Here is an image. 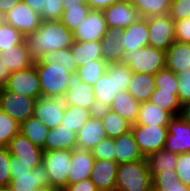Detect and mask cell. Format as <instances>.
<instances>
[{
	"instance_id": "cb8c5ba5",
	"label": "cell",
	"mask_w": 190,
	"mask_h": 191,
	"mask_svg": "<svg viewBox=\"0 0 190 191\" xmlns=\"http://www.w3.org/2000/svg\"><path fill=\"white\" fill-rule=\"evenodd\" d=\"M124 29L110 27L107 28L104 37L100 41L102 60L109 63H121V59L125 52L124 47L121 43V35Z\"/></svg>"
},
{
	"instance_id": "e7e4bbea",
	"label": "cell",
	"mask_w": 190,
	"mask_h": 191,
	"mask_svg": "<svg viewBox=\"0 0 190 191\" xmlns=\"http://www.w3.org/2000/svg\"><path fill=\"white\" fill-rule=\"evenodd\" d=\"M0 191H11L8 187H2L0 188Z\"/></svg>"
},
{
	"instance_id": "8992f818",
	"label": "cell",
	"mask_w": 190,
	"mask_h": 191,
	"mask_svg": "<svg viewBox=\"0 0 190 191\" xmlns=\"http://www.w3.org/2000/svg\"><path fill=\"white\" fill-rule=\"evenodd\" d=\"M36 100L4 86L0 90V108L19 124L34 116Z\"/></svg>"
},
{
	"instance_id": "7dc6e473",
	"label": "cell",
	"mask_w": 190,
	"mask_h": 191,
	"mask_svg": "<svg viewBox=\"0 0 190 191\" xmlns=\"http://www.w3.org/2000/svg\"><path fill=\"white\" fill-rule=\"evenodd\" d=\"M10 156L7 147H0V188L8 187L11 181Z\"/></svg>"
},
{
	"instance_id": "7c38bea8",
	"label": "cell",
	"mask_w": 190,
	"mask_h": 191,
	"mask_svg": "<svg viewBox=\"0 0 190 191\" xmlns=\"http://www.w3.org/2000/svg\"><path fill=\"white\" fill-rule=\"evenodd\" d=\"M11 153L10 162L33 164V168L43 161V149L34 145L21 132L16 134L7 146Z\"/></svg>"
},
{
	"instance_id": "ee69618b",
	"label": "cell",
	"mask_w": 190,
	"mask_h": 191,
	"mask_svg": "<svg viewBox=\"0 0 190 191\" xmlns=\"http://www.w3.org/2000/svg\"><path fill=\"white\" fill-rule=\"evenodd\" d=\"M24 40L25 37L11 25L4 23L0 27V49L14 48Z\"/></svg>"
},
{
	"instance_id": "816d5d0a",
	"label": "cell",
	"mask_w": 190,
	"mask_h": 191,
	"mask_svg": "<svg viewBox=\"0 0 190 191\" xmlns=\"http://www.w3.org/2000/svg\"><path fill=\"white\" fill-rule=\"evenodd\" d=\"M178 75V99L181 104L190 100V69Z\"/></svg>"
},
{
	"instance_id": "be15d7a7",
	"label": "cell",
	"mask_w": 190,
	"mask_h": 191,
	"mask_svg": "<svg viewBox=\"0 0 190 191\" xmlns=\"http://www.w3.org/2000/svg\"><path fill=\"white\" fill-rule=\"evenodd\" d=\"M4 24V16L0 15V27Z\"/></svg>"
},
{
	"instance_id": "7a4b0ae2",
	"label": "cell",
	"mask_w": 190,
	"mask_h": 191,
	"mask_svg": "<svg viewBox=\"0 0 190 191\" xmlns=\"http://www.w3.org/2000/svg\"><path fill=\"white\" fill-rule=\"evenodd\" d=\"M152 174L146 158L118 165L115 191H150Z\"/></svg>"
},
{
	"instance_id": "2e32d148",
	"label": "cell",
	"mask_w": 190,
	"mask_h": 191,
	"mask_svg": "<svg viewBox=\"0 0 190 191\" xmlns=\"http://www.w3.org/2000/svg\"><path fill=\"white\" fill-rule=\"evenodd\" d=\"M107 31L103 11L91 10L87 18L73 32L79 42L101 41Z\"/></svg>"
},
{
	"instance_id": "3957f363",
	"label": "cell",
	"mask_w": 190,
	"mask_h": 191,
	"mask_svg": "<svg viewBox=\"0 0 190 191\" xmlns=\"http://www.w3.org/2000/svg\"><path fill=\"white\" fill-rule=\"evenodd\" d=\"M41 84L42 97L63 99L67 92V82L71 75L59 63H35Z\"/></svg>"
},
{
	"instance_id": "ffe728a7",
	"label": "cell",
	"mask_w": 190,
	"mask_h": 191,
	"mask_svg": "<svg viewBox=\"0 0 190 191\" xmlns=\"http://www.w3.org/2000/svg\"><path fill=\"white\" fill-rule=\"evenodd\" d=\"M0 60L8 67L10 73L27 69L35 64L25 40L14 48L0 49Z\"/></svg>"
},
{
	"instance_id": "1f68e13d",
	"label": "cell",
	"mask_w": 190,
	"mask_h": 191,
	"mask_svg": "<svg viewBox=\"0 0 190 191\" xmlns=\"http://www.w3.org/2000/svg\"><path fill=\"white\" fill-rule=\"evenodd\" d=\"M155 89L154 75L133 72L130 83L128 84V92L138 102L149 101Z\"/></svg>"
},
{
	"instance_id": "11a10c76",
	"label": "cell",
	"mask_w": 190,
	"mask_h": 191,
	"mask_svg": "<svg viewBox=\"0 0 190 191\" xmlns=\"http://www.w3.org/2000/svg\"><path fill=\"white\" fill-rule=\"evenodd\" d=\"M33 169V164L13 163L10 162L11 175L30 174Z\"/></svg>"
},
{
	"instance_id": "836d02e7",
	"label": "cell",
	"mask_w": 190,
	"mask_h": 191,
	"mask_svg": "<svg viewBox=\"0 0 190 191\" xmlns=\"http://www.w3.org/2000/svg\"><path fill=\"white\" fill-rule=\"evenodd\" d=\"M151 174L175 171L178 154L170 153L165 149L150 153L146 157Z\"/></svg>"
},
{
	"instance_id": "d590c367",
	"label": "cell",
	"mask_w": 190,
	"mask_h": 191,
	"mask_svg": "<svg viewBox=\"0 0 190 191\" xmlns=\"http://www.w3.org/2000/svg\"><path fill=\"white\" fill-rule=\"evenodd\" d=\"M93 114L91 110L84 109L77 105H65V113L61 126L77 134Z\"/></svg>"
},
{
	"instance_id": "e0dca14e",
	"label": "cell",
	"mask_w": 190,
	"mask_h": 191,
	"mask_svg": "<svg viewBox=\"0 0 190 191\" xmlns=\"http://www.w3.org/2000/svg\"><path fill=\"white\" fill-rule=\"evenodd\" d=\"M39 186L50 187V177L43 162L35 166L30 174L11 175L8 188L11 191H33Z\"/></svg>"
},
{
	"instance_id": "e575fe53",
	"label": "cell",
	"mask_w": 190,
	"mask_h": 191,
	"mask_svg": "<svg viewBox=\"0 0 190 191\" xmlns=\"http://www.w3.org/2000/svg\"><path fill=\"white\" fill-rule=\"evenodd\" d=\"M49 128L35 116L28 118L20 124V132L37 147L45 149V139Z\"/></svg>"
},
{
	"instance_id": "b9f144b4",
	"label": "cell",
	"mask_w": 190,
	"mask_h": 191,
	"mask_svg": "<svg viewBox=\"0 0 190 191\" xmlns=\"http://www.w3.org/2000/svg\"><path fill=\"white\" fill-rule=\"evenodd\" d=\"M20 132V124L0 108V147H7Z\"/></svg>"
},
{
	"instance_id": "7bdbcfd3",
	"label": "cell",
	"mask_w": 190,
	"mask_h": 191,
	"mask_svg": "<svg viewBox=\"0 0 190 191\" xmlns=\"http://www.w3.org/2000/svg\"><path fill=\"white\" fill-rule=\"evenodd\" d=\"M155 87L166 92H178V75L166 68L159 70L155 75Z\"/></svg>"
},
{
	"instance_id": "7402d4cb",
	"label": "cell",
	"mask_w": 190,
	"mask_h": 191,
	"mask_svg": "<svg viewBox=\"0 0 190 191\" xmlns=\"http://www.w3.org/2000/svg\"><path fill=\"white\" fill-rule=\"evenodd\" d=\"M95 157L91 151L76 148L72 150L71 166L68 173V184L90 178Z\"/></svg>"
},
{
	"instance_id": "bcb514c9",
	"label": "cell",
	"mask_w": 190,
	"mask_h": 191,
	"mask_svg": "<svg viewBox=\"0 0 190 191\" xmlns=\"http://www.w3.org/2000/svg\"><path fill=\"white\" fill-rule=\"evenodd\" d=\"M95 159H107L115 161V143L114 138H106L100 141L92 150Z\"/></svg>"
},
{
	"instance_id": "680465c9",
	"label": "cell",
	"mask_w": 190,
	"mask_h": 191,
	"mask_svg": "<svg viewBox=\"0 0 190 191\" xmlns=\"http://www.w3.org/2000/svg\"><path fill=\"white\" fill-rule=\"evenodd\" d=\"M46 0H22L30 9L34 10L41 16V11L45 7Z\"/></svg>"
},
{
	"instance_id": "74e56055",
	"label": "cell",
	"mask_w": 190,
	"mask_h": 191,
	"mask_svg": "<svg viewBox=\"0 0 190 191\" xmlns=\"http://www.w3.org/2000/svg\"><path fill=\"white\" fill-rule=\"evenodd\" d=\"M149 101L173 116L180 115L182 104L179 102L178 92H166L156 88Z\"/></svg>"
},
{
	"instance_id": "f6af8a7d",
	"label": "cell",
	"mask_w": 190,
	"mask_h": 191,
	"mask_svg": "<svg viewBox=\"0 0 190 191\" xmlns=\"http://www.w3.org/2000/svg\"><path fill=\"white\" fill-rule=\"evenodd\" d=\"M108 65L115 71L117 92L128 91V84L130 83L133 74L131 69L122 63H109Z\"/></svg>"
},
{
	"instance_id": "6125c7cd",
	"label": "cell",
	"mask_w": 190,
	"mask_h": 191,
	"mask_svg": "<svg viewBox=\"0 0 190 191\" xmlns=\"http://www.w3.org/2000/svg\"><path fill=\"white\" fill-rule=\"evenodd\" d=\"M33 191H54L51 187L39 186L38 188L34 189Z\"/></svg>"
},
{
	"instance_id": "484cf974",
	"label": "cell",
	"mask_w": 190,
	"mask_h": 191,
	"mask_svg": "<svg viewBox=\"0 0 190 191\" xmlns=\"http://www.w3.org/2000/svg\"><path fill=\"white\" fill-rule=\"evenodd\" d=\"M115 161L118 164L145 159L135 141L132 130L114 138Z\"/></svg>"
},
{
	"instance_id": "83f0119b",
	"label": "cell",
	"mask_w": 190,
	"mask_h": 191,
	"mask_svg": "<svg viewBox=\"0 0 190 191\" xmlns=\"http://www.w3.org/2000/svg\"><path fill=\"white\" fill-rule=\"evenodd\" d=\"M172 117L173 115L166 110L150 101H146L140 103L136 123L132 125L167 126Z\"/></svg>"
},
{
	"instance_id": "f35d334b",
	"label": "cell",
	"mask_w": 190,
	"mask_h": 191,
	"mask_svg": "<svg viewBox=\"0 0 190 191\" xmlns=\"http://www.w3.org/2000/svg\"><path fill=\"white\" fill-rule=\"evenodd\" d=\"M143 18L169 14L172 0H129Z\"/></svg>"
},
{
	"instance_id": "d4e9b609",
	"label": "cell",
	"mask_w": 190,
	"mask_h": 191,
	"mask_svg": "<svg viewBox=\"0 0 190 191\" xmlns=\"http://www.w3.org/2000/svg\"><path fill=\"white\" fill-rule=\"evenodd\" d=\"M165 68L175 74L190 69V43L175 40L166 50Z\"/></svg>"
},
{
	"instance_id": "681fc988",
	"label": "cell",
	"mask_w": 190,
	"mask_h": 191,
	"mask_svg": "<svg viewBox=\"0 0 190 191\" xmlns=\"http://www.w3.org/2000/svg\"><path fill=\"white\" fill-rule=\"evenodd\" d=\"M169 16L173 21L190 18V0H172Z\"/></svg>"
},
{
	"instance_id": "60d3db41",
	"label": "cell",
	"mask_w": 190,
	"mask_h": 191,
	"mask_svg": "<svg viewBox=\"0 0 190 191\" xmlns=\"http://www.w3.org/2000/svg\"><path fill=\"white\" fill-rule=\"evenodd\" d=\"M59 63L64 65L66 70L71 73L77 71L74 58L71 55L70 48L62 50H53L51 52L43 54L38 60H35V63Z\"/></svg>"
},
{
	"instance_id": "277c9868",
	"label": "cell",
	"mask_w": 190,
	"mask_h": 191,
	"mask_svg": "<svg viewBox=\"0 0 190 191\" xmlns=\"http://www.w3.org/2000/svg\"><path fill=\"white\" fill-rule=\"evenodd\" d=\"M166 51L145 46L133 52L126 51L121 63L127 65L132 72L155 75L165 68Z\"/></svg>"
},
{
	"instance_id": "9f6ffc18",
	"label": "cell",
	"mask_w": 190,
	"mask_h": 191,
	"mask_svg": "<svg viewBox=\"0 0 190 191\" xmlns=\"http://www.w3.org/2000/svg\"><path fill=\"white\" fill-rule=\"evenodd\" d=\"M120 0H86L85 3L92 9L103 11Z\"/></svg>"
},
{
	"instance_id": "d6986e66",
	"label": "cell",
	"mask_w": 190,
	"mask_h": 191,
	"mask_svg": "<svg viewBox=\"0 0 190 191\" xmlns=\"http://www.w3.org/2000/svg\"><path fill=\"white\" fill-rule=\"evenodd\" d=\"M77 148L91 151L100 141L107 138L100 116L96 113L77 132Z\"/></svg>"
},
{
	"instance_id": "9a60e30c",
	"label": "cell",
	"mask_w": 190,
	"mask_h": 191,
	"mask_svg": "<svg viewBox=\"0 0 190 191\" xmlns=\"http://www.w3.org/2000/svg\"><path fill=\"white\" fill-rule=\"evenodd\" d=\"M65 103L60 98L39 97L35 102L34 116L49 129L61 125Z\"/></svg>"
},
{
	"instance_id": "f907efd6",
	"label": "cell",
	"mask_w": 190,
	"mask_h": 191,
	"mask_svg": "<svg viewBox=\"0 0 190 191\" xmlns=\"http://www.w3.org/2000/svg\"><path fill=\"white\" fill-rule=\"evenodd\" d=\"M175 171L179 181L190 188V153L178 154Z\"/></svg>"
},
{
	"instance_id": "6da1fadb",
	"label": "cell",
	"mask_w": 190,
	"mask_h": 191,
	"mask_svg": "<svg viewBox=\"0 0 190 191\" xmlns=\"http://www.w3.org/2000/svg\"><path fill=\"white\" fill-rule=\"evenodd\" d=\"M25 41L32 57L38 60L53 50L69 49L74 42V35L60 20L41 21L36 31L25 36Z\"/></svg>"
},
{
	"instance_id": "5b68a950",
	"label": "cell",
	"mask_w": 190,
	"mask_h": 191,
	"mask_svg": "<svg viewBox=\"0 0 190 191\" xmlns=\"http://www.w3.org/2000/svg\"><path fill=\"white\" fill-rule=\"evenodd\" d=\"M72 150L43 151V163L50 177V187L62 191L68 185Z\"/></svg>"
},
{
	"instance_id": "5bb4252c",
	"label": "cell",
	"mask_w": 190,
	"mask_h": 191,
	"mask_svg": "<svg viewBox=\"0 0 190 191\" xmlns=\"http://www.w3.org/2000/svg\"><path fill=\"white\" fill-rule=\"evenodd\" d=\"M41 21L40 15L23 2L17 4L4 16V23L16 28L24 37L36 31Z\"/></svg>"
},
{
	"instance_id": "d6a6232c",
	"label": "cell",
	"mask_w": 190,
	"mask_h": 191,
	"mask_svg": "<svg viewBox=\"0 0 190 191\" xmlns=\"http://www.w3.org/2000/svg\"><path fill=\"white\" fill-rule=\"evenodd\" d=\"M105 128L107 138H116L131 130V123L117 112L104 109L97 112Z\"/></svg>"
},
{
	"instance_id": "f1b7e54d",
	"label": "cell",
	"mask_w": 190,
	"mask_h": 191,
	"mask_svg": "<svg viewBox=\"0 0 190 191\" xmlns=\"http://www.w3.org/2000/svg\"><path fill=\"white\" fill-rule=\"evenodd\" d=\"M76 133L61 125L49 130L45 139V149L51 150H74L77 148Z\"/></svg>"
},
{
	"instance_id": "8fae6325",
	"label": "cell",
	"mask_w": 190,
	"mask_h": 191,
	"mask_svg": "<svg viewBox=\"0 0 190 191\" xmlns=\"http://www.w3.org/2000/svg\"><path fill=\"white\" fill-rule=\"evenodd\" d=\"M167 139L164 149L170 153H190V124L180 115L173 116L167 124Z\"/></svg>"
},
{
	"instance_id": "f546056e",
	"label": "cell",
	"mask_w": 190,
	"mask_h": 191,
	"mask_svg": "<svg viewBox=\"0 0 190 191\" xmlns=\"http://www.w3.org/2000/svg\"><path fill=\"white\" fill-rule=\"evenodd\" d=\"M140 102H138L128 91H120L115 96L108 109L117 112L121 117L135 124Z\"/></svg>"
},
{
	"instance_id": "4dcf8cb0",
	"label": "cell",
	"mask_w": 190,
	"mask_h": 191,
	"mask_svg": "<svg viewBox=\"0 0 190 191\" xmlns=\"http://www.w3.org/2000/svg\"><path fill=\"white\" fill-rule=\"evenodd\" d=\"M70 51L77 68L93 60H102L100 41L79 42L74 40Z\"/></svg>"
},
{
	"instance_id": "4fadbf2b",
	"label": "cell",
	"mask_w": 190,
	"mask_h": 191,
	"mask_svg": "<svg viewBox=\"0 0 190 191\" xmlns=\"http://www.w3.org/2000/svg\"><path fill=\"white\" fill-rule=\"evenodd\" d=\"M107 28L125 29L143 17L129 0H120L103 10Z\"/></svg>"
},
{
	"instance_id": "ab89813d",
	"label": "cell",
	"mask_w": 190,
	"mask_h": 191,
	"mask_svg": "<svg viewBox=\"0 0 190 191\" xmlns=\"http://www.w3.org/2000/svg\"><path fill=\"white\" fill-rule=\"evenodd\" d=\"M108 63L104 60H93L77 68L76 73L81 81L94 85L106 72Z\"/></svg>"
},
{
	"instance_id": "4316f807",
	"label": "cell",
	"mask_w": 190,
	"mask_h": 191,
	"mask_svg": "<svg viewBox=\"0 0 190 191\" xmlns=\"http://www.w3.org/2000/svg\"><path fill=\"white\" fill-rule=\"evenodd\" d=\"M92 9L82 0H63L61 23L74 32L87 18Z\"/></svg>"
},
{
	"instance_id": "94428289",
	"label": "cell",
	"mask_w": 190,
	"mask_h": 191,
	"mask_svg": "<svg viewBox=\"0 0 190 191\" xmlns=\"http://www.w3.org/2000/svg\"><path fill=\"white\" fill-rule=\"evenodd\" d=\"M180 116L190 124V100L181 105Z\"/></svg>"
},
{
	"instance_id": "30bf717a",
	"label": "cell",
	"mask_w": 190,
	"mask_h": 191,
	"mask_svg": "<svg viewBox=\"0 0 190 191\" xmlns=\"http://www.w3.org/2000/svg\"><path fill=\"white\" fill-rule=\"evenodd\" d=\"M7 90L38 99L42 97L41 84L35 65L24 70L12 72L4 85Z\"/></svg>"
},
{
	"instance_id": "91938a15",
	"label": "cell",
	"mask_w": 190,
	"mask_h": 191,
	"mask_svg": "<svg viewBox=\"0 0 190 191\" xmlns=\"http://www.w3.org/2000/svg\"><path fill=\"white\" fill-rule=\"evenodd\" d=\"M10 74L8 67L0 60V90L8 81Z\"/></svg>"
},
{
	"instance_id": "c3c4849f",
	"label": "cell",
	"mask_w": 190,
	"mask_h": 191,
	"mask_svg": "<svg viewBox=\"0 0 190 191\" xmlns=\"http://www.w3.org/2000/svg\"><path fill=\"white\" fill-rule=\"evenodd\" d=\"M63 13V0H46L41 11L42 21L60 20Z\"/></svg>"
},
{
	"instance_id": "f5cc1de1",
	"label": "cell",
	"mask_w": 190,
	"mask_h": 191,
	"mask_svg": "<svg viewBox=\"0 0 190 191\" xmlns=\"http://www.w3.org/2000/svg\"><path fill=\"white\" fill-rule=\"evenodd\" d=\"M175 40L190 43V18L175 21Z\"/></svg>"
},
{
	"instance_id": "52a82bcc",
	"label": "cell",
	"mask_w": 190,
	"mask_h": 191,
	"mask_svg": "<svg viewBox=\"0 0 190 191\" xmlns=\"http://www.w3.org/2000/svg\"><path fill=\"white\" fill-rule=\"evenodd\" d=\"M131 130L145 158L150 153L164 149L168 135L167 126L131 125Z\"/></svg>"
},
{
	"instance_id": "8d00e7d4",
	"label": "cell",
	"mask_w": 190,
	"mask_h": 191,
	"mask_svg": "<svg viewBox=\"0 0 190 191\" xmlns=\"http://www.w3.org/2000/svg\"><path fill=\"white\" fill-rule=\"evenodd\" d=\"M152 189L155 191H190V188L178 179L176 171L152 174Z\"/></svg>"
},
{
	"instance_id": "ba28073f",
	"label": "cell",
	"mask_w": 190,
	"mask_h": 191,
	"mask_svg": "<svg viewBox=\"0 0 190 191\" xmlns=\"http://www.w3.org/2000/svg\"><path fill=\"white\" fill-rule=\"evenodd\" d=\"M149 46L166 51L175 41V21L169 14L147 18Z\"/></svg>"
},
{
	"instance_id": "603a6c76",
	"label": "cell",
	"mask_w": 190,
	"mask_h": 191,
	"mask_svg": "<svg viewBox=\"0 0 190 191\" xmlns=\"http://www.w3.org/2000/svg\"><path fill=\"white\" fill-rule=\"evenodd\" d=\"M121 43L125 52H133L137 49L149 46L147 18H142L138 22L126 27L121 35Z\"/></svg>"
},
{
	"instance_id": "9c48e42d",
	"label": "cell",
	"mask_w": 190,
	"mask_h": 191,
	"mask_svg": "<svg viewBox=\"0 0 190 191\" xmlns=\"http://www.w3.org/2000/svg\"><path fill=\"white\" fill-rule=\"evenodd\" d=\"M65 105L79 106L91 110L94 114L96 109L95 93L93 86L81 81L79 75L71 73L67 82V92L63 98Z\"/></svg>"
},
{
	"instance_id": "44dd1931",
	"label": "cell",
	"mask_w": 190,
	"mask_h": 191,
	"mask_svg": "<svg viewBox=\"0 0 190 191\" xmlns=\"http://www.w3.org/2000/svg\"><path fill=\"white\" fill-rule=\"evenodd\" d=\"M97 111L108 109L118 93L115 83V71L107 65L106 72L93 85Z\"/></svg>"
},
{
	"instance_id": "db71d44e",
	"label": "cell",
	"mask_w": 190,
	"mask_h": 191,
	"mask_svg": "<svg viewBox=\"0 0 190 191\" xmlns=\"http://www.w3.org/2000/svg\"><path fill=\"white\" fill-rule=\"evenodd\" d=\"M62 191H98V189L91 179L87 178L73 184H68Z\"/></svg>"
},
{
	"instance_id": "ac0fdd59",
	"label": "cell",
	"mask_w": 190,
	"mask_h": 191,
	"mask_svg": "<svg viewBox=\"0 0 190 191\" xmlns=\"http://www.w3.org/2000/svg\"><path fill=\"white\" fill-rule=\"evenodd\" d=\"M118 163L107 159H95L90 174L98 191H115Z\"/></svg>"
},
{
	"instance_id": "6f0895ef",
	"label": "cell",
	"mask_w": 190,
	"mask_h": 191,
	"mask_svg": "<svg viewBox=\"0 0 190 191\" xmlns=\"http://www.w3.org/2000/svg\"><path fill=\"white\" fill-rule=\"evenodd\" d=\"M20 2H22V0H0V15L5 16L8 11Z\"/></svg>"
}]
</instances>
